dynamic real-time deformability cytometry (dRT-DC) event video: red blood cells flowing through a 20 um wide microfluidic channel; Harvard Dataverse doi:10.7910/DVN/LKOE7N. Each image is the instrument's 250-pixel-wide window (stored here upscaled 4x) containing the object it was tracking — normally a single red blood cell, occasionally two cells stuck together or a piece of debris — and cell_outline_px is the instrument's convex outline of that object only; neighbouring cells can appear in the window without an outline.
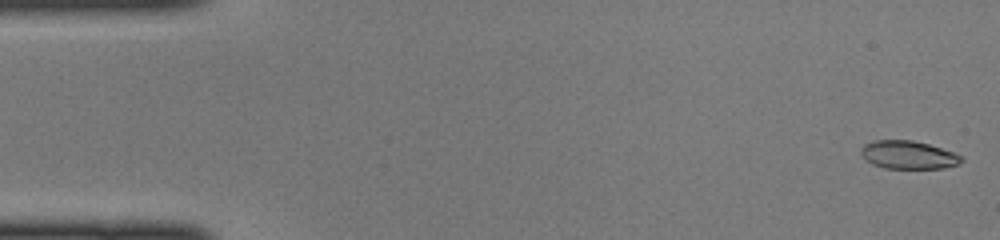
{"species": "common noctule bat (a hibernating species)", "species_latin": "Nyctalus noctula", "temperature_condition": "cold", "stored_images_in_passage": 47, "camera_frame_rate_fps": 3000, "um_per_image_px": 0.085, "animal": {"sex": "female", "body_mass_g": 22.0, "forearm_length_mm": 56.7}, "frame": {"image": 1, "passage_image": 1, "time_ms": 0.0, "image_size_px": [1000, 240], "cell_outline_px": [[964, 160], [956, 164], [944, 168], [884, 168], [872, 164], [860, 156], [860, 148], [864, 144], [872, 140], [912, 140], [928, 144], [964, 156]], "centroid_in_image_um": [77.15, 13.16], "position_along_channel_um": 7.8, "area_um2": 16.53}}
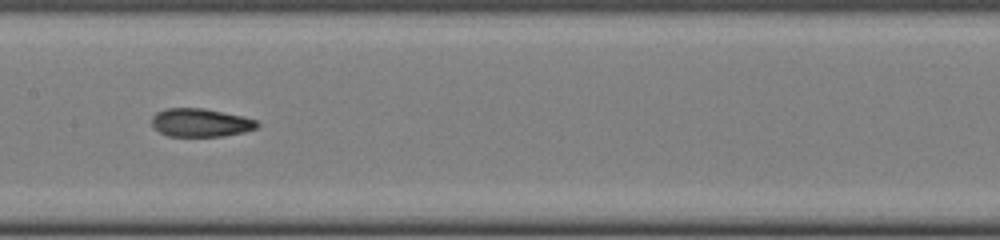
{"frame": {"image": 2, "passage_image": 23, "time_ms": 7.333, "image_size_px": [1000, 240], "cell_outline_px": [[260, 124], [256, 128], [244, 132], [224, 136], [168, 136], [160, 132], [152, 124], [152, 116], [156, 112], [164, 108], [204, 108], [244, 116], [256, 120]], "centroid_in_image_um": [17.06, 10.41], "position_along_channel_um": 190.3, "area_um2": 17.46}}
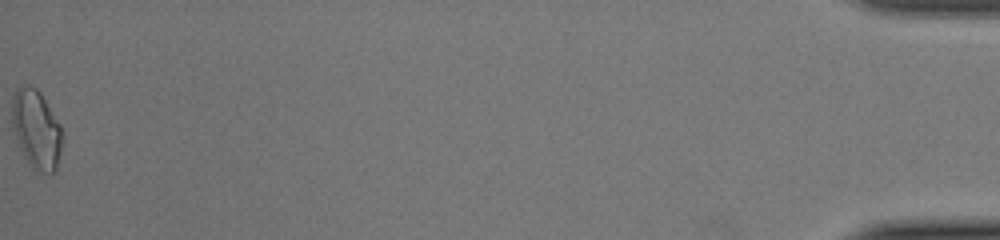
{"frame": {"image": 3, "passage_image": 47, "time_ms": 15.333, "image_size_px": [1000, 240], "cell_outline_px": [[60, 152], [56, 168], [52, 172], [36, 172], [28, 164], [20, 148], [12, 124], [12, 96], [16, 88], [24, 84], [28, 84], [36, 88], [40, 92], [60, 124]], "centroid_in_image_um": [3.05, 10.96], "position_along_channel_um": 432.1, "area_um2": 22.77}}